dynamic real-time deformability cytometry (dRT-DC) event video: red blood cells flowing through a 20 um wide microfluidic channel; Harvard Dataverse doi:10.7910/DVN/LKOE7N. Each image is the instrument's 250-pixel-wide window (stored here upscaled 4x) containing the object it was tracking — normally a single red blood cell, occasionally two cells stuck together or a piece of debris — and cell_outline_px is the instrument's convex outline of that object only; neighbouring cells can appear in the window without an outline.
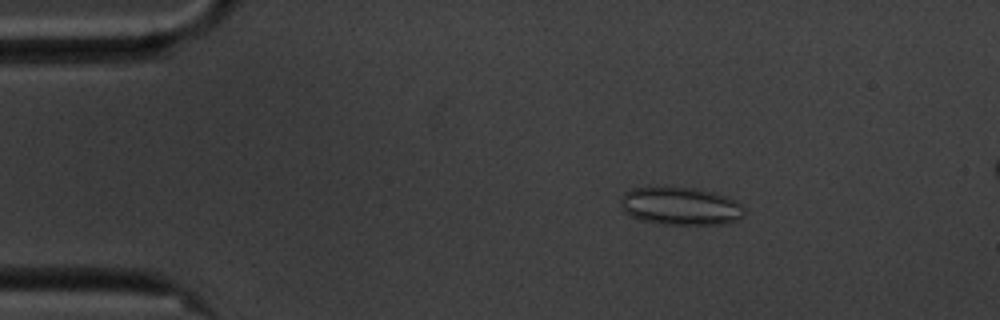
{"species": "common noctule bat (a hibernating species)", "species_latin": "Nyctalus noctula", "temperature_condition": "cold", "stored_images_in_passage": 51, "segment_of_instrument_passage": [1, 2], "camera_frame_rate_fps": 3000, "um_per_image_px": 0.085, "animal": {"sex": "male", "body_mass_g": 20.1, "forearm_length_mm": 53.5}, "frame": {"image": 1, "passage_image": 3, "time_ms": 0.667, "image_size_px": [1000, 320], "cell_outline_px": [[744, 216], [736, 220], [724, 224], [660, 224], [640, 220], [624, 212], [620, 204], [620, 196], [624, 192], [632, 188], [696, 188], [712, 192], [736, 200], [744, 208]], "centroid_in_image_um": [57.82, 17.53], "position_along_channel_um": 27.2, "area_um2": 27.22}}
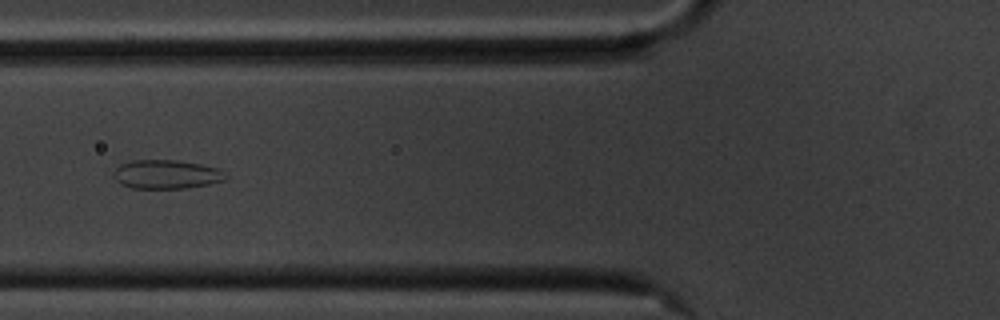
{"frame": {"image": 2, "passage_image": 15, "time_ms": 4.667, "image_size_px": [1000, 320], "cell_outline_px": [[228, 176], [224, 180], [208, 184], [188, 188], [132, 188], [120, 184], [116, 180], [112, 172], [120, 164], [132, 160], [176, 160], [200, 164], [216, 168], [224, 172]], "centroid_in_image_um": [14.11, 14.82], "position_along_channel_um": 111.7, "area_um2": 18.84}}
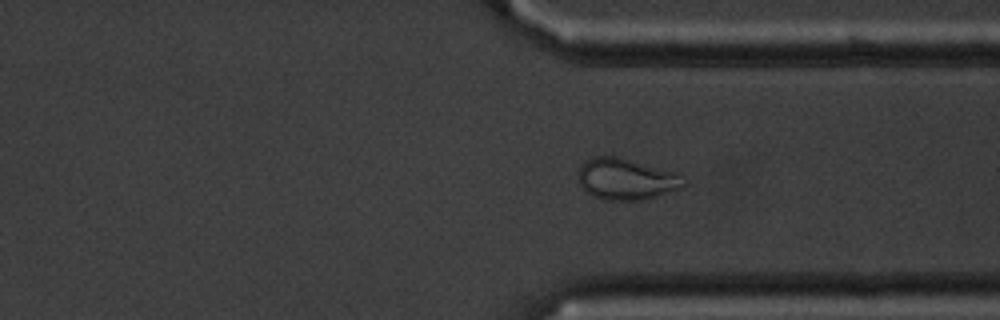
{"frame": {"image": 3, "passage_image": 36, "time_ms": 11.667, "image_size_px": [1000, 320], "cell_outline_px": [[688, 184], [684, 188], [648, 200], [604, 200], [592, 196], [580, 184], [580, 164], [584, 160], [596, 156], [616, 156], [676, 172], [684, 176], [688, 180]], "centroid_in_image_um": [53.33, 15.24], "position_along_channel_um": 358.1, "area_um2": 25.84}}